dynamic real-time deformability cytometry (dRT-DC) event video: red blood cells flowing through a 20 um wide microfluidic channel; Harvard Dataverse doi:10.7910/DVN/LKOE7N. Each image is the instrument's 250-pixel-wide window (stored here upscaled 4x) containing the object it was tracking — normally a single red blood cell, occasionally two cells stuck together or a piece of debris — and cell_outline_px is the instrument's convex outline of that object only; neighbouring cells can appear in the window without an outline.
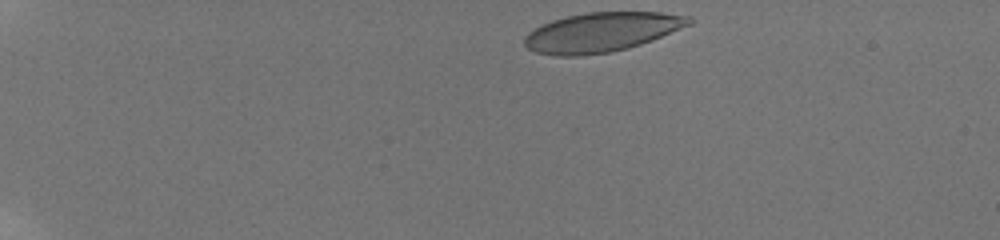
{"species": "human", "species_latin": "Homo sapiens", "temperature_condition": "room temperature", "stored_images_in_passage": 46, "camera_frame_rate_fps": 3000, "um_per_image_px": 0.085, "donor": {"sex": "male"}, "frame": {"image": 1, "passage_image": 1, "time_ms": 0.0, "image_size_px": [1000, 240], "cell_outline_px": [[696, 20], [692, 24], [652, 40], [628, 48], [612, 52], [580, 56], [556, 56], [536, 52], [528, 48], [524, 44], [524, 36], [528, 32], [552, 20], [568, 16], [588, 12], [660, 12], [692, 16]], "centroid_in_image_um": [51.18, 2.73], "position_along_channel_um": 33.8, "area_um2": 37.92}}
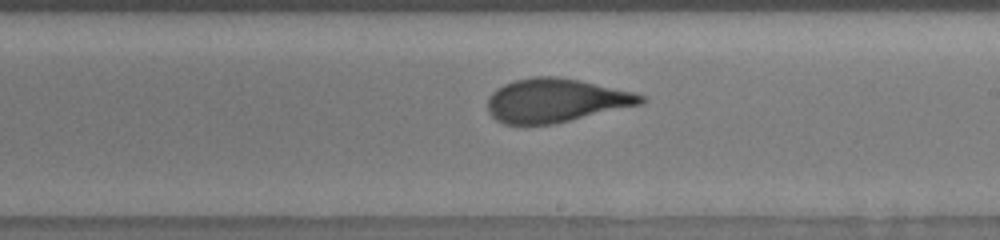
{"frame": {"image": 2, "passage_image": 26, "time_ms": 8.333, "image_size_px": [1000, 240], "cell_outline_px": [[648, 100], [644, 104], [556, 124], [504, 124], [496, 120], [488, 112], [488, 96], [496, 88], [504, 84], [516, 80], [532, 76], [560, 76], [580, 80], [632, 92], [644, 96]], "centroid_in_image_um": [47.26, 8.54], "position_along_channel_um": 241.7, "area_um2": 39.42}}
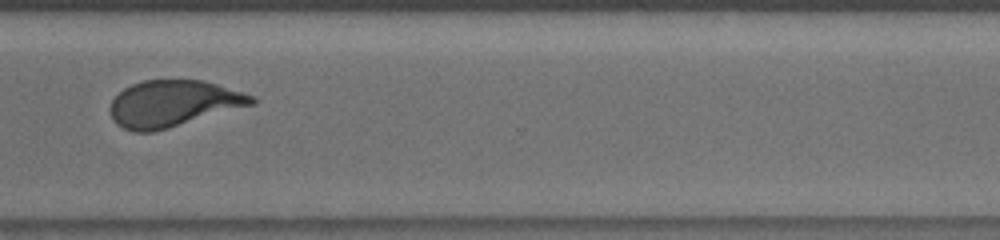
{"frame": {"image": 3, "passage_image": 35, "time_ms": 11.333, "image_size_px": [1000, 240], "cell_outline_px": [[256, 104], [168, 128], [152, 132], [132, 132], [116, 124], [112, 120], [108, 108], [112, 100], [124, 88], [132, 84], [144, 80], [204, 80], [244, 92], [256, 96]], "centroid_in_image_um": [14.72, 8.8], "position_along_channel_um": 355.9, "area_um2": 38.55}, "authors_computed_cell_mechanics": {"area_um2": 39.1884, "velocity_mm_per_s": 3.798, "shape_relaxation_time_tau1_ms": 7.7643, "shape_relaxation_time_tau2_ms": 0.8262, "deformation_change_tau1": 0.2463, "deformation_change_tau2": 0.0767}}